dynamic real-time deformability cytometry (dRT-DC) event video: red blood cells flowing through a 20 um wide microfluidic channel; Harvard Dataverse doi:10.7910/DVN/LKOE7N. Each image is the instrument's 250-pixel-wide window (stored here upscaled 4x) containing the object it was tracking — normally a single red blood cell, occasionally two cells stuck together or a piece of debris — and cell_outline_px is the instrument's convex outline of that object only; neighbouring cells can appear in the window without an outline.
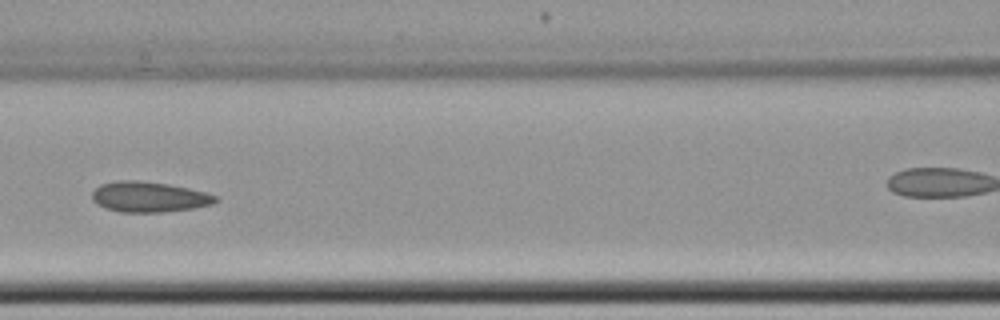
{"species": "common noctule bat (a hibernating species)", "species_latin": "Nyctalus noctula", "temperature_condition": "cold", "stored_images_in_passage": 7, "segment_of_instrument_passage": [1, 2], "camera_frame_rate_fps": 3000, "um_per_image_px": 0.085, "animal": {"sex": "female", "body_mass_g": 22.7, "forearm_length_mm": 54.2}, "frame": {"image": 1, "passage_image": 6, "time_ms": 8.0, "image_size_px": [1000, 320], "cell_outline_px": [[220, 200], [212, 204], [192, 208], [160, 212], [120, 212], [104, 208], [96, 204], [92, 200], [92, 192], [100, 184], [116, 180], [140, 180], [168, 184], [188, 188], [204, 192], [216, 196]], "centroid_in_image_um": [12.62, 16.73], "position_along_channel_um": 154.0, "area_um2": 21.96}}